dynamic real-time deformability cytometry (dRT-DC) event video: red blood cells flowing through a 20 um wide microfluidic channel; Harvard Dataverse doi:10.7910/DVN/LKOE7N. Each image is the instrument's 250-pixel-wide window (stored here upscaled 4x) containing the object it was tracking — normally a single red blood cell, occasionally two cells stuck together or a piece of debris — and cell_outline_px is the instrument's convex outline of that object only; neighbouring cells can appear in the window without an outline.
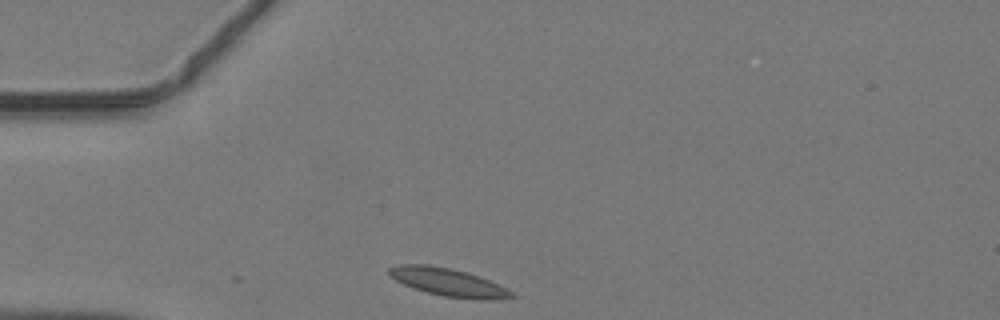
{"species": "common noctule bat (a hibernating species)", "species_latin": "Nyctalus noctula", "temperature_condition": "warm", "stored_images_in_passage": 10, "camera_frame_rate_fps": 3000, "um_per_image_px": 0.085, "animal": {"sex": "male", "body_mass_g": 19.2, "forearm_length_mm": 51.8}, "frame": {"image": 1, "passage_image": 1, "time_ms": 0.0, "image_size_px": [1000, 320], "cell_outline_px": [[516, 296], [492, 300], [480, 300], [444, 296], [428, 292], [404, 284], [388, 276], [388, 268], [400, 264], [428, 264], [452, 268], [468, 272], [488, 280], [512, 292]], "centroid_in_image_um": [38.06, 23.97], "position_along_channel_um": 46.9, "area_um2": 19.71}}
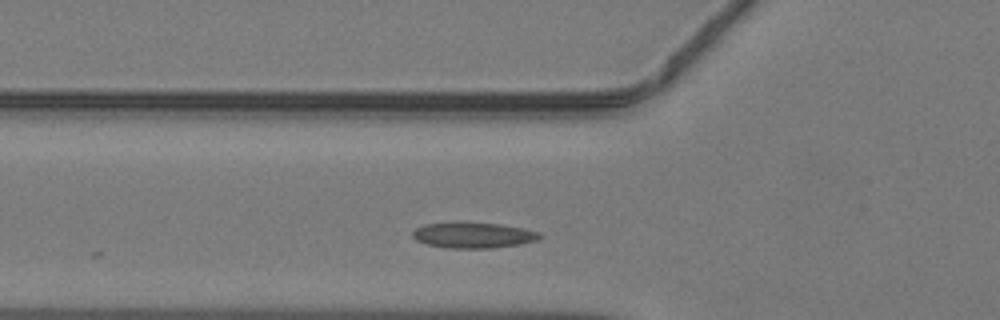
{"frame": {"image": 2, "passage_image": 5, "time_ms": 1.333, "image_size_px": [1000, 320], "cell_outline_px": [[544, 236], [536, 240], [520, 244], [492, 248], [448, 248], [428, 244], [416, 240], [412, 236], [412, 232], [416, 228], [424, 224], [456, 220], [500, 224], [524, 228], [540, 232]], "centroid_in_image_um": [40.22, 19.96], "position_along_channel_um": 85.6, "area_um2": 19.59}}
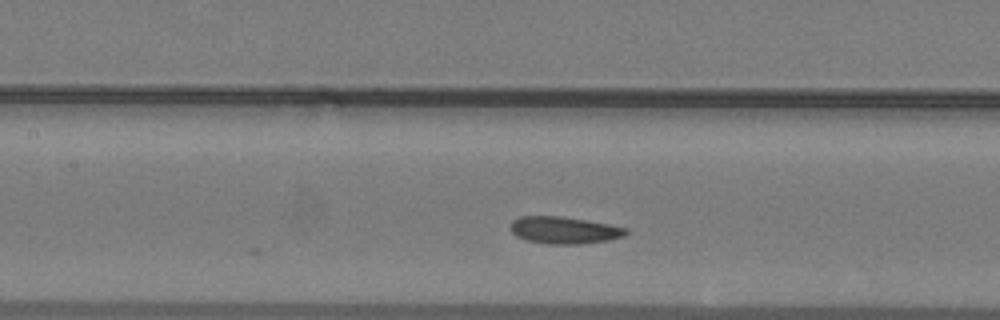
{"frame": {"image": 3, "passage_image": 10, "time_ms": 3.0, "image_size_px": [1000, 320], "cell_outline_px": [[628, 232], [624, 236], [608, 240], [580, 244], [548, 244], [528, 240], [516, 236], [512, 232], [512, 220], [520, 216], [560, 216], [608, 224], [628, 228]], "centroid_in_image_um": [47.96, 19.56], "position_along_channel_um": 159.4, "area_um2": 18.03}}